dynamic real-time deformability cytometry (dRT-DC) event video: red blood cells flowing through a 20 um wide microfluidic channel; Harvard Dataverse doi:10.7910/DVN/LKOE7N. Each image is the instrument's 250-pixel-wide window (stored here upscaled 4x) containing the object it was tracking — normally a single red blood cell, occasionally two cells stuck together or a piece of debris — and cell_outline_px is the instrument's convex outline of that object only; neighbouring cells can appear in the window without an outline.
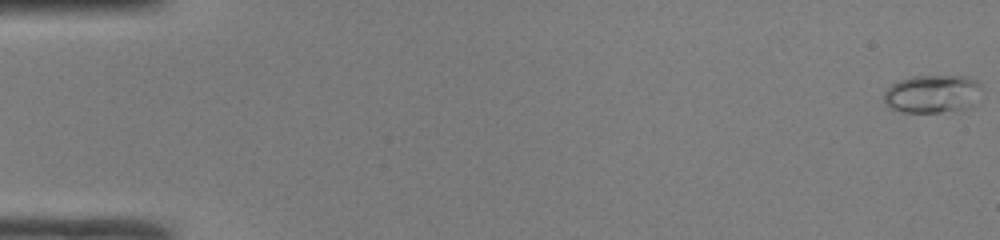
{"species": "common noctule bat (a hibernating species)", "species_latin": "Nyctalus noctula", "temperature_condition": "room temperature", "stored_images_in_passage": 49, "camera_frame_rate_fps": 3000, "um_per_image_px": 0.085, "animal": {"sex": "male", "body_mass_g": 19.0, "forearm_length_mm": 50.8}, "frame": {"image": 1, "passage_image": 1, "time_ms": 0.0, "image_size_px": [1000, 240], "cell_outline_px": [[984, 92], [976, 104], [972, 108], [964, 112], [900, 112], [888, 108], [884, 104], [884, 92], [896, 80], [912, 76], [972, 76], [984, 88]], "centroid_in_image_um": [79.35, 8.0], "position_along_channel_um": 5.6, "area_um2": 22.95}}
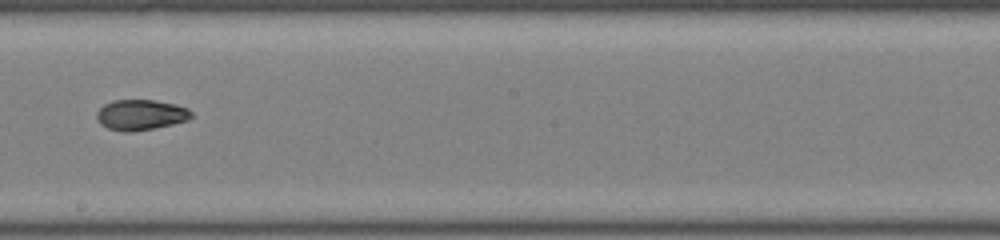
{"frame": {"image": 2, "passage_image": 29, "time_ms": 9.333, "image_size_px": [1000, 240], "cell_outline_px": [[196, 116], [188, 120], [172, 124], [132, 132], [124, 132], [108, 128], [100, 124], [96, 116], [96, 112], [104, 104], [112, 100], [156, 100], [176, 104], [188, 108]], "centroid_in_image_um": [11.99, 9.75], "position_along_channel_um": 236.2, "area_um2": 16.99}}
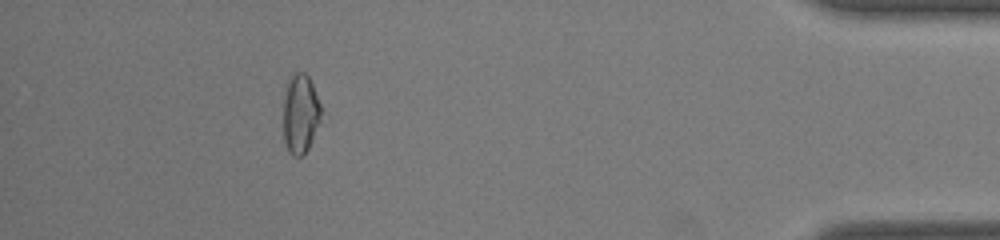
{"frame": {"image": 3, "passage_image": 45, "time_ms": 14.667, "image_size_px": [1000, 240], "cell_outline_px": [[320, 120], [312, 140], [308, 148], [300, 156], [292, 156], [288, 152], [284, 140], [284, 92], [288, 76], [296, 72], [304, 72], [308, 76], [312, 84], [320, 104]], "centroid_in_image_um": [25.51, 9.64], "position_along_channel_um": 409.7, "area_um2": 17.4}, "authors_computed_cell_mechanics": {"area_um2": 17.1666, "velocity_mm_per_s": 4.2343, "shape_relaxation_time_tau1_ms": null, "shape_relaxation_time_tau2_ms": 2.2427, "deformation_change_tau1": null, "deformation_change_tau2": 0.0681}}